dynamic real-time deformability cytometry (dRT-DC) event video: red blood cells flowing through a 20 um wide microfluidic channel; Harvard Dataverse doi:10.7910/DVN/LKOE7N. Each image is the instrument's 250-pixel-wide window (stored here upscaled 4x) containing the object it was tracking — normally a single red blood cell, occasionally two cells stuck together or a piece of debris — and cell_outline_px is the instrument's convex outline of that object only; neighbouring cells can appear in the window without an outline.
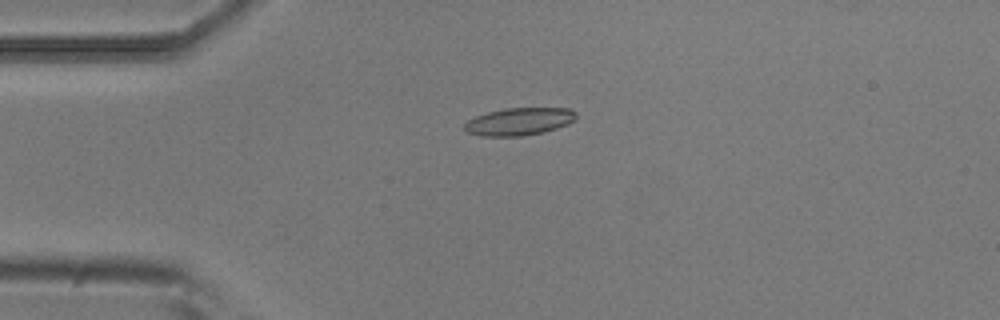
{"species": "common noctule bat (a hibernating species)", "species_latin": "Nyctalus noctula", "temperature_condition": "room temperature", "stored_images_in_passage": 5, "camera_frame_rate_fps": 3000, "um_per_image_px": 0.085, "animal": {"sex": "male", "body_mass_g": 20.5, "forearm_length_mm": 52.5}, "frame": {"image": 1, "passage_image": 4, "time_ms": 1.0, "image_size_px": [1000, 320], "cell_outline_px": [[576, 120], [568, 124], [544, 132], [520, 136], [480, 136], [468, 132], [464, 128], [464, 124], [468, 120], [476, 116], [488, 112], [504, 108], [568, 108], [576, 112]], "centroid_in_image_um": [44.14, 10.33], "position_along_channel_um": 40.9, "area_um2": 17.92}}